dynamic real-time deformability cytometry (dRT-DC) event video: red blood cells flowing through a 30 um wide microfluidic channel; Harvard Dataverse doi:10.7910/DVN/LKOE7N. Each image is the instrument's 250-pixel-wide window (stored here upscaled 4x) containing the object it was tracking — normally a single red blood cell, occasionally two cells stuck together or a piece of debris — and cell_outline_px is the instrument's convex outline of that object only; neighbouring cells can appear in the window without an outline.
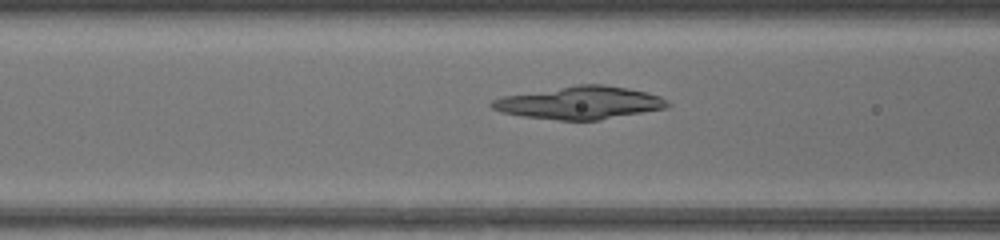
{"species": "common noctule bat (a hibernating species)", "species_latin": "Nyctalus noctula", "temperature_condition": "warm", "stored_images_in_passage": 32, "camera_frame_rate_fps": 3000, "um_per_image_px": 0.085, "animal": {"sex": "female", "body_mass_g": 17.0, "forearm_length_mm": 48.0}, "frame": {"image": 1, "passage_image": 4, "time_ms": 1.0, "image_size_px": [1000, 240], "cell_outline_px": [[672, 104], [668, 108], [600, 120], [560, 120], [524, 116], [500, 112], [492, 108], [488, 104], [492, 100], [504, 96], [576, 84], [604, 84], [628, 88], [648, 92], [660, 96], [668, 100]], "centroid_in_image_um": [49.34, 8.73], "position_along_channel_um": 117.3, "area_um2": 33.7}}
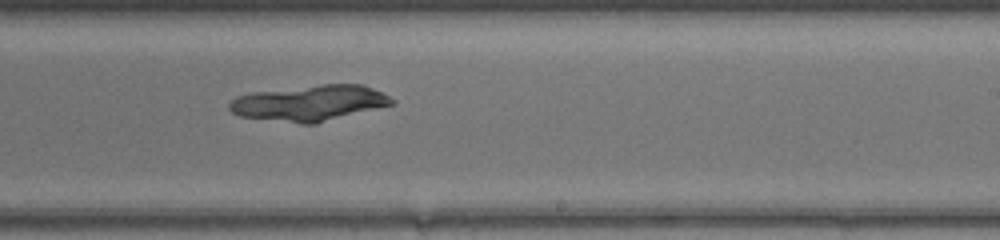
{"frame": {"image": 2, "passage_image": 14, "time_ms": 4.333, "image_size_px": [1000, 240], "cell_outline_px": [[396, 100], [392, 104], [316, 124], [300, 124], [240, 116], [232, 112], [228, 108], [228, 104], [236, 96], [252, 92], [320, 84], [364, 84]], "centroid_in_image_um": [26.28, 8.76], "position_along_channel_um": 262.7, "area_um2": 33.81}}
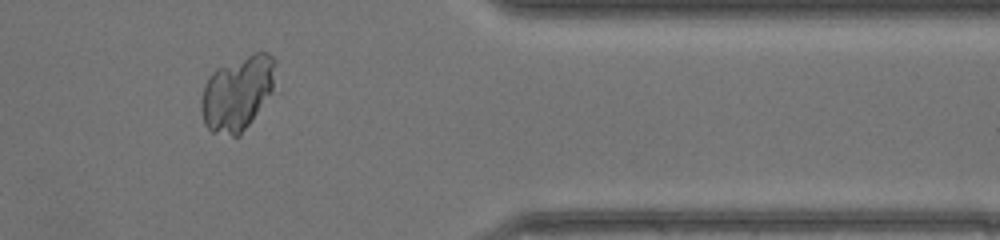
{"frame": {"image": 3, "passage_image": 24, "time_ms": 7.667, "image_size_px": [1000, 240], "cell_outline_px": [[276, 60], [272, 92], [240, 136], [232, 136], [212, 132], [204, 124], [200, 108], [200, 100], [204, 84], [208, 76], [216, 68], [252, 52], [268, 52]], "centroid_in_image_um": [20.15, 7.9], "position_along_channel_um": 391.2, "area_um2": 32.54}}